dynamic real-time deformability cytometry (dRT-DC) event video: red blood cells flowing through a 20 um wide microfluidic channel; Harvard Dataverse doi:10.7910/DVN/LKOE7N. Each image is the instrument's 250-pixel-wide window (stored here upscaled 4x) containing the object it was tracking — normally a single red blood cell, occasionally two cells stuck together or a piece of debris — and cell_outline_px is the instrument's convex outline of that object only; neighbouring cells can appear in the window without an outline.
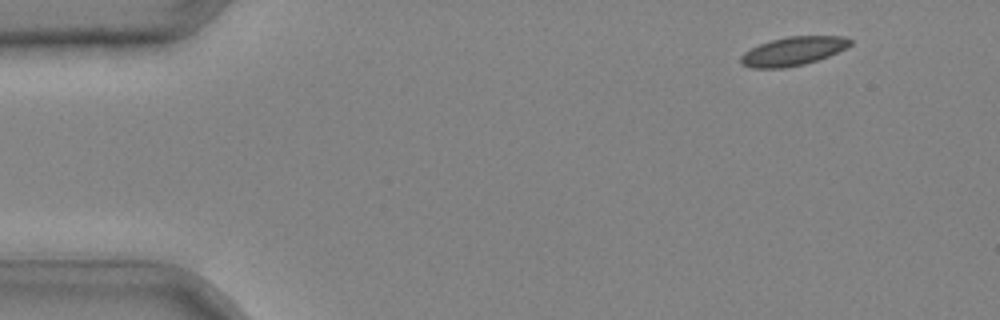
{"species": "common noctule bat (a hibernating species)", "species_latin": "Nyctalus noctula", "temperature_condition": "cold", "stored_images_in_passage": 11, "camera_frame_rate_fps": 3000, "um_per_image_px": 0.085, "animal": {"sex": "male", "body_mass_g": 20.4}, "frame": {"image": 1, "passage_image": 2, "time_ms": 0.333, "image_size_px": [1000, 320], "cell_outline_px": [[852, 44], [828, 56], [804, 64], [784, 68], [752, 68], [740, 64], [740, 56], [744, 52], [760, 44], [772, 40], [788, 36], [844, 36], [852, 40]], "centroid_in_image_um": [67.38, 4.35], "position_along_channel_um": 17.6, "area_um2": 18.15}}